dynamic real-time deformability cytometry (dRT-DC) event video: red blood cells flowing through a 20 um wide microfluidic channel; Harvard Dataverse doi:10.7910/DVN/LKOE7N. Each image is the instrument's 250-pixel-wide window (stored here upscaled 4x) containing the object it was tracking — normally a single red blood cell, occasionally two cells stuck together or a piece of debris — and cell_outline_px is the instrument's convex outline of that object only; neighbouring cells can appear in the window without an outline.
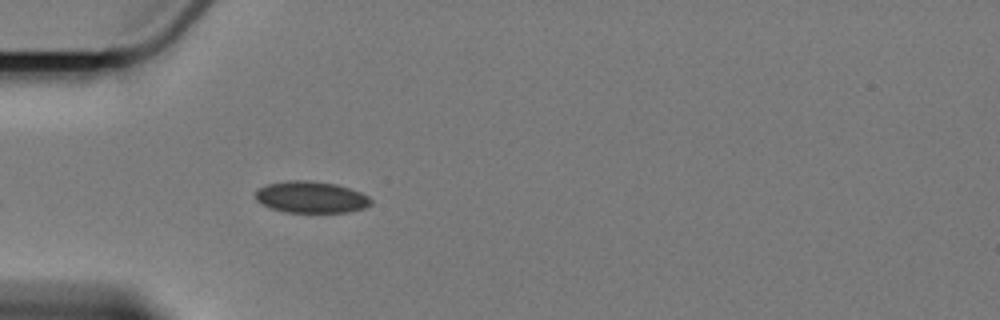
{"species": "Egyptian fruit bat (a non-hibernating species)", "species_latin": "Rousettus aegyptiacus", "temperature_condition": "cold", "stored_images_in_passage": 5, "camera_frame_rate_fps": 3000, "um_per_image_px": 0.085, "animal": {"sex": "female"}, "frame": {"image": 1, "passage_image": 5, "time_ms": 5.333, "image_size_px": [1000, 320], "cell_outline_px": [[372, 204], [364, 208], [348, 212], [284, 212], [268, 208], [260, 204], [256, 200], [256, 192], [260, 188], [268, 184], [288, 180], [308, 180], [336, 184], [360, 192], [368, 196], [372, 200]], "centroid_in_image_um": [26.43, 16.76], "position_along_channel_um": 58.6, "area_um2": 21.33}}